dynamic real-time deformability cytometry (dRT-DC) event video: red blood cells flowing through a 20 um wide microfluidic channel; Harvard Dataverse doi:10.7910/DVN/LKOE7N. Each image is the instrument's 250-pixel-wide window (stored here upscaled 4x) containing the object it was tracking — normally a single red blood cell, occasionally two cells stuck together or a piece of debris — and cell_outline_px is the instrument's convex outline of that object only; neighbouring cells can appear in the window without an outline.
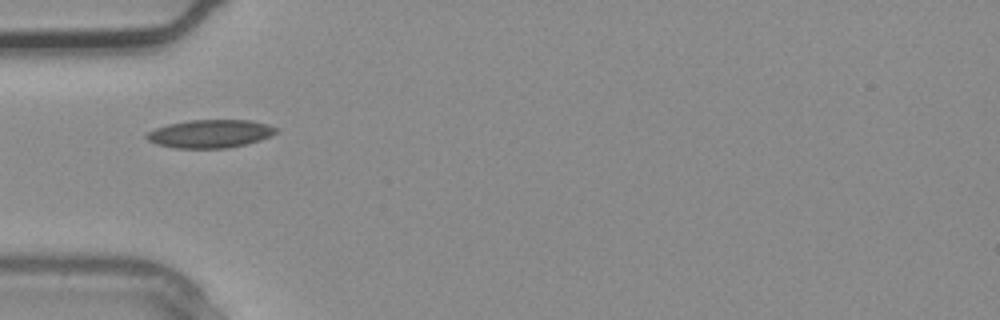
{"species": "common noctule bat (a hibernating species)", "species_latin": "Nyctalus noctula", "temperature_condition": "warm", "stored_images_in_passage": 1, "camera_frame_rate_fps": 3000, "um_per_image_px": 0.085, "animal": {"sex": "male", "body_mass_g": 20.4}, "frame": {"image": 1, "passage_image": 1, "time_ms": 0.0, "image_size_px": [1000, 320], "cell_outline_px": [[280, 128], [272, 136], [260, 140], [228, 148], [176, 148], [156, 144], [148, 140], [144, 136], [148, 132], [156, 128], [168, 124], [188, 120], [252, 120], [268, 124]], "centroid_in_image_um": [17.89, 11.36], "position_along_channel_um": 67.1, "area_um2": 21.33}}